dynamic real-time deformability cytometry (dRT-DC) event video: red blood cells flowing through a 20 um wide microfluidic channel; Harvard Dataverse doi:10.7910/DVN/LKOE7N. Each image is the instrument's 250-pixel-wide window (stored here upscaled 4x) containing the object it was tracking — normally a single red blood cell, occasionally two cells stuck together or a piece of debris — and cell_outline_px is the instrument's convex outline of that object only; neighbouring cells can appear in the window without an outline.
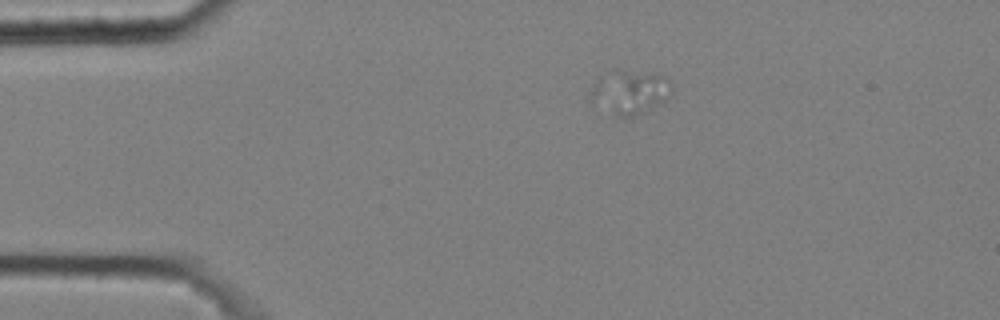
{"species": "common noctule bat (a hibernating species)", "species_latin": "Nyctalus noctula", "temperature_condition": "cold", "stored_images_in_passage": 25, "camera_frame_rate_fps": 3000, "um_per_image_px": 0.085, "animal": {"sex": "male", "body_mass_g": 20.4}, "frame": {"image": 1, "passage_image": 1, "time_ms": 0.0, "image_size_px": [1000, 320], "cell_outline_px": [[664, 100], [644, 112], [632, 116], [616, 116], [616, 108], [624, 76], [648, 72], [664, 76]], "centroid_in_image_um": [54.4, 7.96], "position_along_channel_um": 30.6, "area_um2": 11.91}}
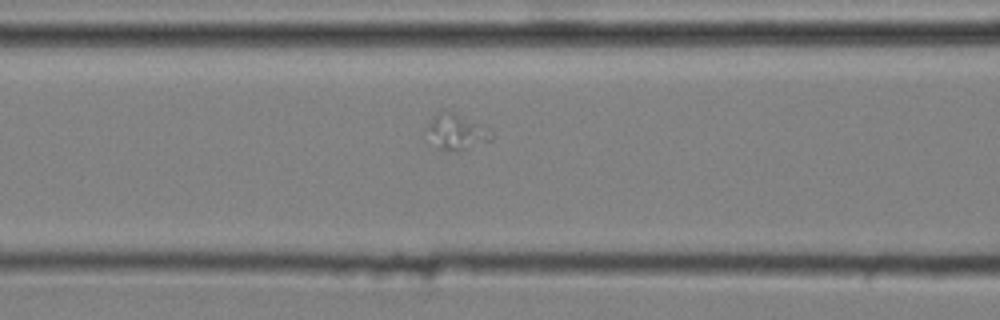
{"frame": {"image": 2, "passage_image": 13, "time_ms": 4.0, "image_size_px": [1000, 320], "cell_outline_px": [[492, 140], [456, 152], [440, 148], [424, 128], [432, 116], [440, 112], [452, 112], [488, 128], [492, 132]], "centroid_in_image_um": [38.8, 11.21], "position_along_channel_um": 127.8, "area_um2": 12.95}}
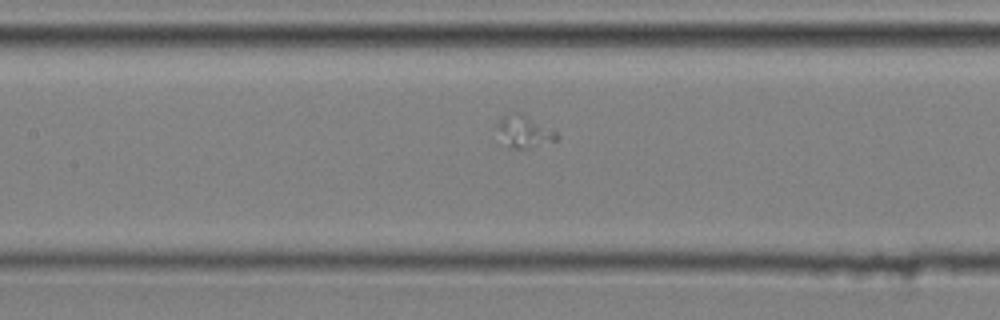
{"frame": {"image": 3, "passage_image": 16, "time_ms": 5.0, "image_size_px": [1000, 320], "cell_outline_px": [[560, 136], [556, 140], [528, 148], [512, 148], [492, 128], [504, 116], [516, 112], [520, 112], [552, 128]], "centroid_in_image_um": [44.55, 11.15], "position_along_channel_um": 162.9, "area_um2": 11.1}}